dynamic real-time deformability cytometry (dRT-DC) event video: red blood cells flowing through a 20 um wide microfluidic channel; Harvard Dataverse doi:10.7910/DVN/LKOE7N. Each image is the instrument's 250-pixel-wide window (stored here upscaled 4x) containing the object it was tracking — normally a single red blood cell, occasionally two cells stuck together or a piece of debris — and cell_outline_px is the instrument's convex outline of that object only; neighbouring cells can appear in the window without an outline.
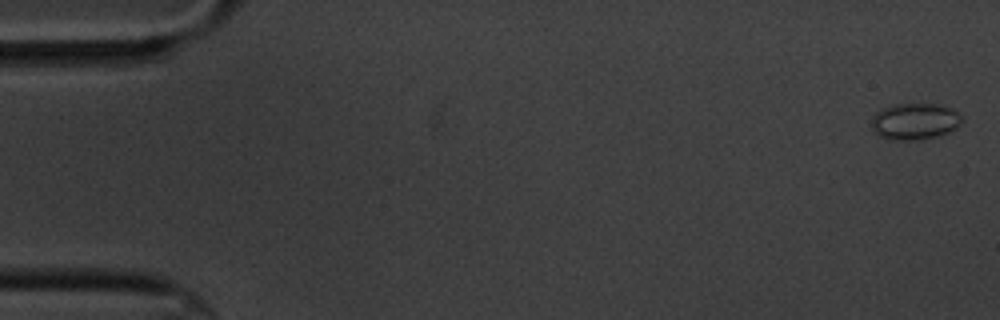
{"species": "common noctule bat (a hibernating species)", "species_latin": "Nyctalus noctula", "temperature_condition": "cold", "stored_images_in_passage": 6, "segment_of_instrument_passage": [1, 2], "camera_frame_rate_fps": 3000, "um_per_image_px": 0.085, "animal": {"sex": "male", "body_mass_g": 20.1, "forearm_length_mm": 53.5}, "frame": {"image": 1, "passage_image": 1, "time_ms": 0.0, "image_size_px": [1000, 320], "cell_outline_px": [[964, 120], [956, 128], [940, 136], [920, 140], [888, 140], [876, 136], [872, 128], [872, 116], [876, 112], [892, 104], [936, 104], [948, 108], [956, 112]], "centroid_in_image_um": [77.72, 10.35], "position_along_channel_um": 7.3, "area_um2": 19.42}}
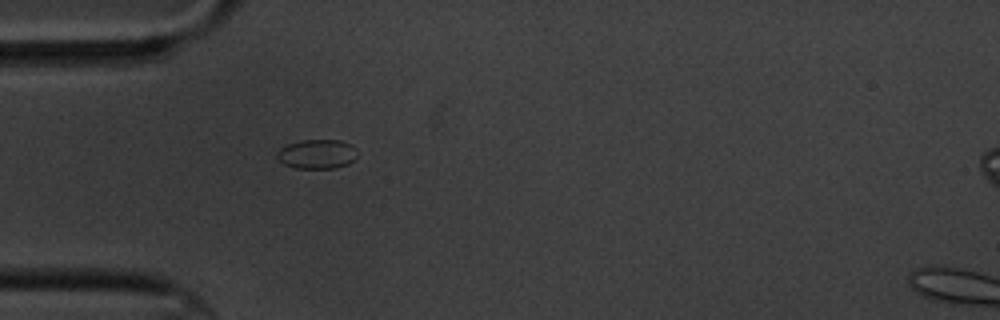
{"frame": {"image": 2, "passage_image": 5, "time_ms": 5.333, "image_size_px": [1000, 320], "cell_outline_px": [[356, 156], [348, 164], [336, 168], [296, 168], [284, 164], [276, 156], [276, 152], [280, 148], [288, 144], [300, 140], [340, 140], [352, 144], [356, 148]], "centroid_in_image_um": [26.95, 13.09], "position_along_channel_um": 58.1, "area_um2": 13.76}}